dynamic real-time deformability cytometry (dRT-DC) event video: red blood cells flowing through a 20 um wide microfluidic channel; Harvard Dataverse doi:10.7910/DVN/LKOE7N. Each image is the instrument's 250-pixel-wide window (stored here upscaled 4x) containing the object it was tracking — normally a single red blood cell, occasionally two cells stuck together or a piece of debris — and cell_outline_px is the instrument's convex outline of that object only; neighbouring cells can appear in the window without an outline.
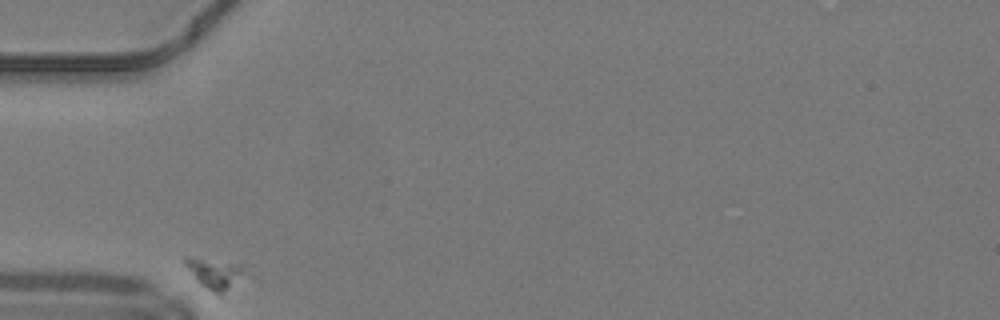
{"species": "common noctule bat (a hibernating species)", "species_latin": "Nyctalus noctula", "temperature_condition": "warm", "stored_images_in_passage": 30, "camera_frame_rate_fps": 3000, "um_per_image_px": 0.085, "animal": {"sex": "male", "body_mass_g": 19.2, "forearm_length_mm": 51.8}, "frame": {"image": 1, "passage_image": 1, "time_ms": 0.0, "image_size_px": [1000, 320], "cell_outline_px": [[260, 284], [224, 296], [220, 296], [208, 288], [184, 264], [184, 256], [188, 256], [244, 264], [256, 276]], "centroid_in_image_um": [18.84, 23.38], "position_along_channel_um": 66.2, "area_um2": 13.06}}
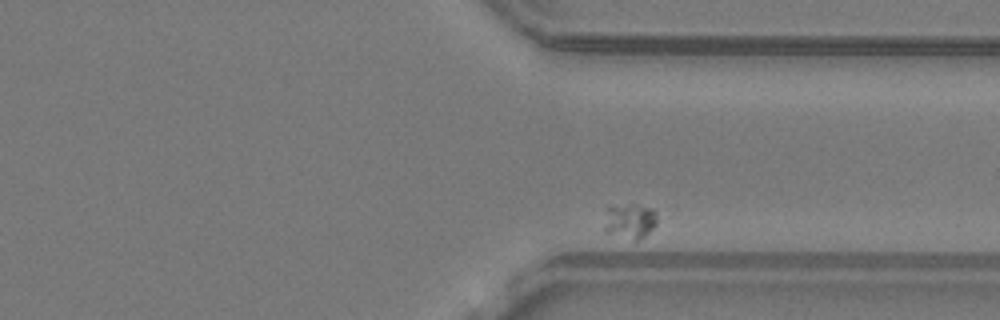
{"frame": {"image": 2, "passage_image": 28, "time_ms": 9.0, "image_size_px": [1000, 320], "cell_outline_px": [[656, 224], [640, 240], [636, 240], [604, 232], [604, 208], [636, 204], [652, 208], [656, 212]], "centroid_in_image_um": [53.5, 18.78], "position_along_channel_um": 357.9, "area_um2": 10.81}}